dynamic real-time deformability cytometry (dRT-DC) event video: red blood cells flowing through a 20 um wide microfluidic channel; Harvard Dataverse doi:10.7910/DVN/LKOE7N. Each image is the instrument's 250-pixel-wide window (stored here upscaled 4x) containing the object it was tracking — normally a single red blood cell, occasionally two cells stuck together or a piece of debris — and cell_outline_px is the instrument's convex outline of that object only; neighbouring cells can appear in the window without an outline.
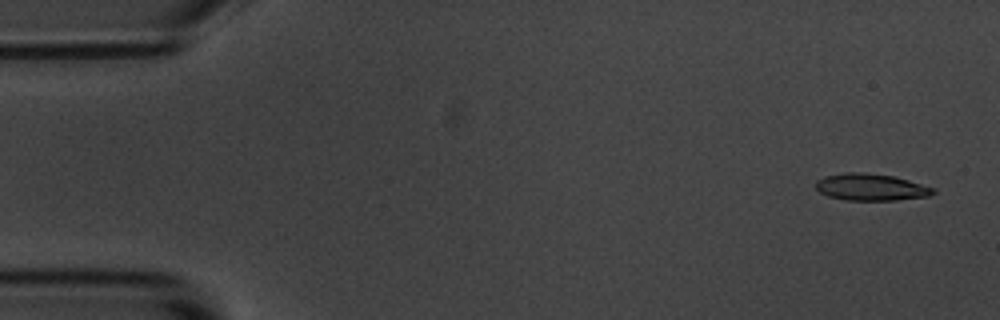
{"species": "common noctule bat (a hibernating species)", "species_latin": "Nyctalus noctula", "temperature_condition": "room temperature", "stored_images_in_passage": 5, "camera_frame_rate_fps": 3000, "um_per_image_px": 0.085, "animal": {"sex": "male", "body_mass_g": 20.1, "forearm_length_mm": 53.5}, "frame": {"image": 1, "passage_image": 5, "time_ms": 4.667, "image_size_px": [1000, 320], "cell_outline_px": [[936, 192], [928, 196], [896, 200], [844, 200], [828, 196], [820, 192], [816, 188], [816, 180], [824, 176], [844, 172], [864, 172], [892, 176], [908, 180], [936, 188]], "centroid_in_image_um": [74.01, 15.9], "position_along_channel_um": 11.0, "area_um2": 18.44}}